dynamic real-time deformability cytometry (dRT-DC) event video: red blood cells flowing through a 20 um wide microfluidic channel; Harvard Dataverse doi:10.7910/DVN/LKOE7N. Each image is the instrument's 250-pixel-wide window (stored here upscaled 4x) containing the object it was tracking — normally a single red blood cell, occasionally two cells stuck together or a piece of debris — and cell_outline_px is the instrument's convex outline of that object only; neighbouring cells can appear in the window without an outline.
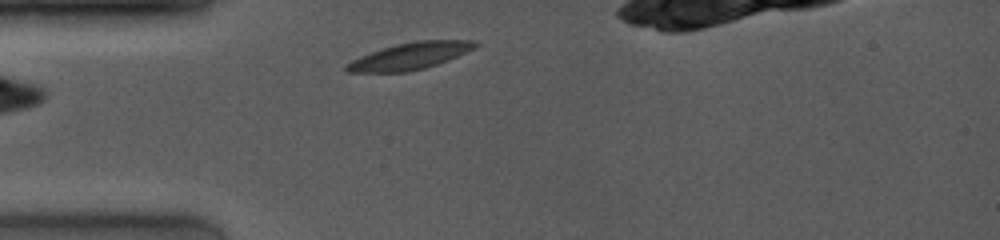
{"species": "common noctule bat (a hibernating species)", "species_latin": "Nyctalus noctula", "temperature_condition": "room temperature", "stored_images_in_passage": 6, "camera_frame_rate_fps": 4000, "um_per_image_px": 0.085, "animal": {"sex": "female", "body_mass_g": 19.0, "forearm_length_mm": 53.3}, "frame": {"image": 1, "passage_image": 3, "time_ms": 0.75, "image_size_px": [1000, 240], "cell_outline_px": [[480, 44], [476, 48], [448, 60], [424, 68], [408, 72], [348, 72], [344, 68], [344, 64], [360, 56], [380, 48], [396, 44], [416, 40], [476, 40]], "centroid_in_image_um": [34.85, 4.75], "position_along_channel_um": 50.1, "area_um2": 20.29}}